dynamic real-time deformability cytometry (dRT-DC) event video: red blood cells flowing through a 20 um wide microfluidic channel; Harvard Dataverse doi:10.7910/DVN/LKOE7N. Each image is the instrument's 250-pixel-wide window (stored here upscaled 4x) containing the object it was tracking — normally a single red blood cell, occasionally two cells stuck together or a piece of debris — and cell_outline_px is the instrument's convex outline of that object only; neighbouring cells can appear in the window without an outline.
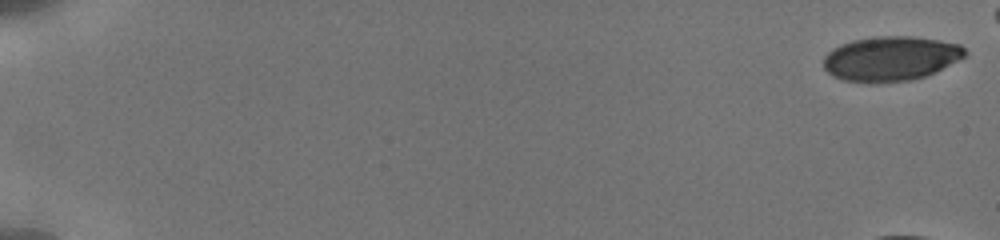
{"species": "human", "species_latin": "Homo sapiens", "temperature_condition": "cold", "stored_images_in_passage": 8, "camera_frame_rate_fps": 3000, "um_per_image_px": 0.085, "donor": {"sex": "male"}, "frame": {"image": 1, "passage_image": 1, "time_ms": 0.0, "image_size_px": [1000, 240], "cell_outline_px": [[968, 52], [964, 56], [936, 72], [912, 80], [872, 84], [844, 80], [832, 76], [824, 68], [824, 56], [832, 48], [840, 44], [852, 40], [876, 36], [912, 36], [940, 40], [960, 44]], "centroid_in_image_um": [75.69, 4.98], "position_along_channel_um": 9.3, "area_um2": 37.11}}